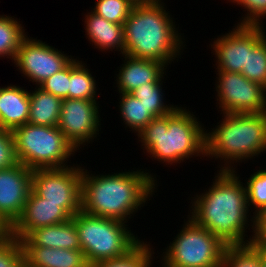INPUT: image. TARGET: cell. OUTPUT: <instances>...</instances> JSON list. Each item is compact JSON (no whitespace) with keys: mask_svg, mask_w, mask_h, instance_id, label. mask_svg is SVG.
<instances>
[{"mask_svg":"<svg viewBox=\"0 0 266 267\" xmlns=\"http://www.w3.org/2000/svg\"><path fill=\"white\" fill-rule=\"evenodd\" d=\"M239 177L237 171L217 170L208 191L191 197L187 215L227 247L251 244L255 236V216L249 212L245 183ZM250 228L253 235L248 238Z\"/></svg>","mask_w":266,"mask_h":267,"instance_id":"6da1fadb","label":"cell"},{"mask_svg":"<svg viewBox=\"0 0 266 267\" xmlns=\"http://www.w3.org/2000/svg\"><path fill=\"white\" fill-rule=\"evenodd\" d=\"M144 170L131 169L104 175L93 174L83 166L81 211L128 223L158 190L156 175Z\"/></svg>","mask_w":266,"mask_h":267,"instance_id":"7a4b0ae2","label":"cell"},{"mask_svg":"<svg viewBox=\"0 0 266 267\" xmlns=\"http://www.w3.org/2000/svg\"><path fill=\"white\" fill-rule=\"evenodd\" d=\"M164 6V1L134 5L123 24L124 55L156 60L167 66L176 57L181 59L186 46L184 35L179 33L173 20L175 18L171 17L169 11H166L167 6Z\"/></svg>","mask_w":266,"mask_h":267,"instance_id":"3957f363","label":"cell"},{"mask_svg":"<svg viewBox=\"0 0 266 267\" xmlns=\"http://www.w3.org/2000/svg\"><path fill=\"white\" fill-rule=\"evenodd\" d=\"M186 108L180 105L170 114L154 118L137 135L143 152L152 160L171 166L206 156V129Z\"/></svg>","mask_w":266,"mask_h":267,"instance_id":"277c9868","label":"cell"},{"mask_svg":"<svg viewBox=\"0 0 266 267\" xmlns=\"http://www.w3.org/2000/svg\"><path fill=\"white\" fill-rule=\"evenodd\" d=\"M221 117L215 128L205 132L206 157L222 160L219 171H236V163L266 152V112L222 113Z\"/></svg>","mask_w":266,"mask_h":267,"instance_id":"5b68a950","label":"cell"},{"mask_svg":"<svg viewBox=\"0 0 266 267\" xmlns=\"http://www.w3.org/2000/svg\"><path fill=\"white\" fill-rule=\"evenodd\" d=\"M72 218L81 250L89 265L121 257L140 241L126 222L93 216L83 211L77 212Z\"/></svg>","mask_w":266,"mask_h":267,"instance_id":"8992f818","label":"cell"},{"mask_svg":"<svg viewBox=\"0 0 266 267\" xmlns=\"http://www.w3.org/2000/svg\"><path fill=\"white\" fill-rule=\"evenodd\" d=\"M12 135L18 162L32 170L70 166L67 161L76 154L58 126L27 123L13 129Z\"/></svg>","mask_w":266,"mask_h":267,"instance_id":"52a82bcc","label":"cell"},{"mask_svg":"<svg viewBox=\"0 0 266 267\" xmlns=\"http://www.w3.org/2000/svg\"><path fill=\"white\" fill-rule=\"evenodd\" d=\"M182 227L169 246L162 249L161 260L173 267H222L227 246L190 217Z\"/></svg>","mask_w":266,"mask_h":267,"instance_id":"ba28073f","label":"cell"},{"mask_svg":"<svg viewBox=\"0 0 266 267\" xmlns=\"http://www.w3.org/2000/svg\"><path fill=\"white\" fill-rule=\"evenodd\" d=\"M82 171L83 167L77 163L61 168L33 169L31 190L47 202L61 203V207L73 217L81 211Z\"/></svg>","mask_w":266,"mask_h":267,"instance_id":"9c48e42d","label":"cell"},{"mask_svg":"<svg viewBox=\"0 0 266 267\" xmlns=\"http://www.w3.org/2000/svg\"><path fill=\"white\" fill-rule=\"evenodd\" d=\"M216 106L221 113H265L266 88L241 73L216 71ZM218 72V73H217Z\"/></svg>","mask_w":266,"mask_h":267,"instance_id":"30bf717a","label":"cell"},{"mask_svg":"<svg viewBox=\"0 0 266 267\" xmlns=\"http://www.w3.org/2000/svg\"><path fill=\"white\" fill-rule=\"evenodd\" d=\"M100 105L97 100H62L58 128L66 141L75 149H84V145L97 138L101 131ZM81 146V147H80ZM80 147V148H79Z\"/></svg>","mask_w":266,"mask_h":267,"instance_id":"8fae6325","label":"cell"},{"mask_svg":"<svg viewBox=\"0 0 266 267\" xmlns=\"http://www.w3.org/2000/svg\"><path fill=\"white\" fill-rule=\"evenodd\" d=\"M73 58L64 54V51L27 35L21 41L13 64L24 78L38 87L44 80L63 69Z\"/></svg>","mask_w":266,"mask_h":267,"instance_id":"7c38bea8","label":"cell"},{"mask_svg":"<svg viewBox=\"0 0 266 267\" xmlns=\"http://www.w3.org/2000/svg\"><path fill=\"white\" fill-rule=\"evenodd\" d=\"M225 35H219L209 44L216 58V70L241 73L247 69L248 51L265 36L264 26L237 25Z\"/></svg>","mask_w":266,"mask_h":267,"instance_id":"4fadbf2b","label":"cell"},{"mask_svg":"<svg viewBox=\"0 0 266 267\" xmlns=\"http://www.w3.org/2000/svg\"><path fill=\"white\" fill-rule=\"evenodd\" d=\"M32 169L17 163L0 170V217L11 227L20 217L31 190Z\"/></svg>","mask_w":266,"mask_h":267,"instance_id":"5bb4252c","label":"cell"},{"mask_svg":"<svg viewBox=\"0 0 266 267\" xmlns=\"http://www.w3.org/2000/svg\"><path fill=\"white\" fill-rule=\"evenodd\" d=\"M71 218L61 203L47 202L30 190L20 217L10 227V234L16 238H26L39 227L67 222Z\"/></svg>","mask_w":266,"mask_h":267,"instance_id":"9a60e30c","label":"cell"},{"mask_svg":"<svg viewBox=\"0 0 266 267\" xmlns=\"http://www.w3.org/2000/svg\"><path fill=\"white\" fill-rule=\"evenodd\" d=\"M125 59L120 65L116 74V87L118 93H131L139 86L148 82H160L167 76V65L149 59L133 58L127 55H120ZM165 74V75H164Z\"/></svg>","mask_w":266,"mask_h":267,"instance_id":"2e32d148","label":"cell"},{"mask_svg":"<svg viewBox=\"0 0 266 267\" xmlns=\"http://www.w3.org/2000/svg\"><path fill=\"white\" fill-rule=\"evenodd\" d=\"M22 246H42L70 250H81L74 219L67 222L39 227L26 238H18Z\"/></svg>","mask_w":266,"mask_h":267,"instance_id":"e0dca14e","label":"cell"},{"mask_svg":"<svg viewBox=\"0 0 266 267\" xmlns=\"http://www.w3.org/2000/svg\"><path fill=\"white\" fill-rule=\"evenodd\" d=\"M84 17L85 35L94 48L104 52L120 51L124 55L123 25L109 22L91 10Z\"/></svg>","mask_w":266,"mask_h":267,"instance_id":"ac0fdd59","label":"cell"},{"mask_svg":"<svg viewBox=\"0 0 266 267\" xmlns=\"http://www.w3.org/2000/svg\"><path fill=\"white\" fill-rule=\"evenodd\" d=\"M30 111L27 88L10 84L0 87V128L13 130L28 123Z\"/></svg>","mask_w":266,"mask_h":267,"instance_id":"d6986e66","label":"cell"},{"mask_svg":"<svg viewBox=\"0 0 266 267\" xmlns=\"http://www.w3.org/2000/svg\"><path fill=\"white\" fill-rule=\"evenodd\" d=\"M25 267H89L82 250L23 246Z\"/></svg>","mask_w":266,"mask_h":267,"instance_id":"ffe728a7","label":"cell"},{"mask_svg":"<svg viewBox=\"0 0 266 267\" xmlns=\"http://www.w3.org/2000/svg\"><path fill=\"white\" fill-rule=\"evenodd\" d=\"M30 111L28 123L40 126H57L62 107V98L35 87L29 92Z\"/></svg>","mask_w":266,"mask_h":267,"instance_id":"44dd1931","label":"cell"},{"mask_svg":"<svg viewBox=\"0 0 266 267\" xmlns=\"http://www.w3.org/2000/svg\"><path fill=\"white\" fill-rule=\"evenodd\" d=\"M79 59L74 56L70 61L68 99L97 100L98 85L95 77L86 63Z\"/></svg>","mask_w":266,"mask_h":267,"instance_id":"7402d4cb","label":"cell"},{"mask_svg":"<svg viewBox=\"0 0 266 267\" xmlns=\"http://www.w3.org/2000/svg\"><path fill=\"white\" fill-rule=\"evenodd\" d=\"M163 80L160 82H148L136 88L130 94L139 99L154 118L163 117L170 114L177 106L165 102V91L163 90Z\"/></svg>","mask_w":266,"mask_h":267,"instance_id":"603a6c76","label":"cell"},{"mask_svg":"<svg viewBox=\"0 0 266 267\" xmlns=\"http://www.w3.org/2000/svg\"><path fill=\"white\" fill-rule=\"evenodd\" d=\"M121 99L119 101V113L121 121L126 125L125 128L129 127V131L139 134V132L147 126L154 117L148 113L146 106L140 102L139 99L135 98L130 93H119Z\"/></svg>","mask_w":266,"mask_h":267,"instance_id":"cb8c5ba5","label":"cell"},{"mask_svg":"<svg viewBox=\"0 0 266 267\" xmlns=\"http://www.w3.org/2000/svg\"><path fill=\"white\" fill-rule=\"evenodd\" d=\"M24 25L13 16L0 15V58L16 57L21 41L27 36Z\"/></svg>","mask_w":266,"mask_h":267,"instance_id":"d4e9b609","label":"cell"},{"mask_svg":"<svg viewBox=\"0 0 266 267\" xmlns=\"http://www.w3.org/2000/svg\"><path fill=\"white\" fill-rule=\"evenodd\" d=\"M145 242L140 240L121 257L96 262L89 265V267H151L154 263L153 258H156L153 254L156 252H154L153 246H150V242Z\"/></svg>","mask_w":266,"mask_h":267,"instance_id":"484cf974","label":"cell"},{"mask_svg":"<svg viewBox=\"0 0 266 267\" xmlns=\"http://www.w3.org/2000/svg\"><path fill=\"white\" fill-rule=\"evenodd\" d=\"M222 267H261V245L253 242L226 247Z\"/></svg>","mask_w":266,"mask_h":267,"instance_id":"4316f807","label":"cell"},{"mask_svg":"<svg viewBox=\"0 0 266 267\" xmlns=\"http://www.w3.org/2000/svg\"><path fill=\"white\" fill-rule=\"evenodd\" d=\"M260 168L245 180L248 208L255 217L266 208V169Z\"/></svg>","mask_w":266,"mask_h":267,"instance_id":"83f0119b","label":"cell"},{"mask_svg":"<svg viewBox=\"0 0 266 267\" xmlns=\"http://www.w3.org/2000/svg\"><path fill=\"white\" fill-rule=\"evenodd\" d=\"M241 74L266 88V36L248 51L247 69Z\"/></svg>","mask_w":266,"mask_h":267,"instance_id":"f1b7e54d","label":"cell"},{"mask_svg":"<svg viewBox=\"0 0 266 267\" xmlns=\"http://www.w3.org/2000/svg\"><path fill=\"white\" fill-rule=\"evenodd\" d=\"M91 10L93 13L105 18L107 21L123 25L134 3L131 0H97Z\"/></svg>","mask_w":266,"mask_h":267,"instance_id":"f546056e","label":"cell"},{"mask_svg":"<svg viewBox=\"0 0 266 267\" xmlns=\"http://www.w3.org/2000/svg\"><path fill=\"white\" fill-rule=\"evenodd\" d=\"M0 267H24L23 246L11 234L0 241Z\"/></svg>","mask_w":266,"mask_h":267,"instance_id":"4dcf8cb0","label":"cell"},{"mask_svg":"<svg viewBox=\"0 0 266 267\" xmlns=\"http://www.w3.org/2000/svg\"><path fill=\"white\" fill-rule=\"evenodd\" d=\"M230 3L241 5L243 11H247L245 15L240 18L237 25L263 26L262 23L266 16V0H227ZM263 18V19H262Z\"/></svg>","mask_w":266,"mask_h":267,"instance_id":"1f68e13d","label":"cell"},{"mask_svg":"<svg viewBox=\"0 0 266 267\" xmlns=\"http://www.w3.org/2000/svg\"><path fill=\"white\" fill-rule=\"evenodd\" d=\"M70 62L60 71L44 80L38 87L62 99L68 98Z\"/></svg>","mask_w":266,"mask_h":267,"instance_id":"d6a6232c","label":"cell"},{"mask_svg":"<svg viewBox=\"0 0 266 267\" xmlns=\"http://www.w3.org/2000/svg\"><path fill=\"white\" fill-rule=\"evenodd\" d=\"M17 163L12 131L0 128V170Z\"/></svg>","mask_w":266,"mask_h":267,"instance_id":"836d02e7","label":"cell"},{"mask_svg":"<svg viewBox=\"0 0 266 267\" xmlns=\"http://www.w3.org/2000/svg\"><path fill=\"white\" fill-rule=\"evenodd\" d=\"M255 244L266 247V208L255 217Z\"/></svg>","mask_w":266,"mask_h":267,"instance_id":"e575fe53","label":"cell"},{"mask_svg":"<svg viewBox=\"0 0 266 267\" xmlns=\"http://www.w3.org/2000/svg\"><path fill=\"white\" fill-rule=\"evenodd\" d=\"M10 235V227L0 217V241Z\"/></svg>","mask_w":266,"mask_h":267,"instance_id":"d590c367","label":"cell"},{"mask_svg":"<svg viewBox=\"0 0 266 267\" xmlns=\"http://www.w3.org/2000/svg\"><path fill=\"white\" fill-rule=\"evenodd\" d=\"M134 4H156L163 2V0H131Z\"/></svg>","mask_w":266,"mask_h":267,"instance_id":"8d00e7d4","label":"cell"},{"mask_svg":"<svg viewBox=\"0 0 266 267\" xmlns=\"http://www.w3.org/2000/svg\"><path fill=\"white\" fill-rule=\"evenodd\" d=\"M261 267H266V247L261 245Z\"/></svg>","mask_w":266,"mask_h":267,"instance_id":"74e56055","label":"cell"},{"mask_svg":"<svg viewBox=\"0 0 266 267\" xmlns=\"http://www.w3.org/2000/svg\"><path fill=\"white\" fill-rule=\"evenodd\" d=\"M160 261H161L160 263H161V265H162L161 267H173V266H168V265H167L166 263H164L162 260H160Z\"/></svg>","mask_w":266,"mask_h":267,"instance_id":"f35d334b","label":"cell"}]
</instances>
